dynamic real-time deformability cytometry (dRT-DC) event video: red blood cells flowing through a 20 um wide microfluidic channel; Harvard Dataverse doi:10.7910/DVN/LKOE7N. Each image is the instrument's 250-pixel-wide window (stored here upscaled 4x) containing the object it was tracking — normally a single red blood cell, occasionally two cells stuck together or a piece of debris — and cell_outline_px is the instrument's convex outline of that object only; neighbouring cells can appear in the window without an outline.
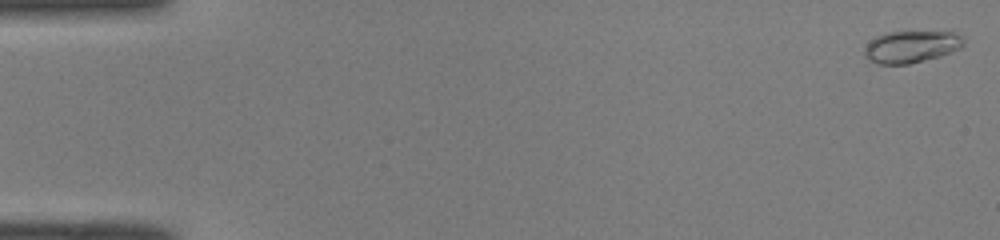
{"species": "common noctule bat (a hibernating species)", "species_latin": "Nyctalus noctula", "temperature_condition": "room temperature", "stored_images_in_passage": 14, "camera_frame_rate_fps": 3000, "um_per_image_px": 0.085, "animal": {"sex": "male", "body_mass_g": 19.0, "forearm_length_mm": 50.8}, "frame": {"image": 1, "passage_image": 1, "time_ms": 0.0, "image_size_px": [1000, 240], "cell_outline_px": [[964, 44], [960, 48], [940, 56], [908, 64], [876, 64], [868, 60], [864, 56], [864, 48], [876, 36], [888, 32], [948, 28], [964, 36]], "centroid_in_image_um": [77.54, 3.9], "position_along_channel_um": 7.5, "area_um2": 19.48}}